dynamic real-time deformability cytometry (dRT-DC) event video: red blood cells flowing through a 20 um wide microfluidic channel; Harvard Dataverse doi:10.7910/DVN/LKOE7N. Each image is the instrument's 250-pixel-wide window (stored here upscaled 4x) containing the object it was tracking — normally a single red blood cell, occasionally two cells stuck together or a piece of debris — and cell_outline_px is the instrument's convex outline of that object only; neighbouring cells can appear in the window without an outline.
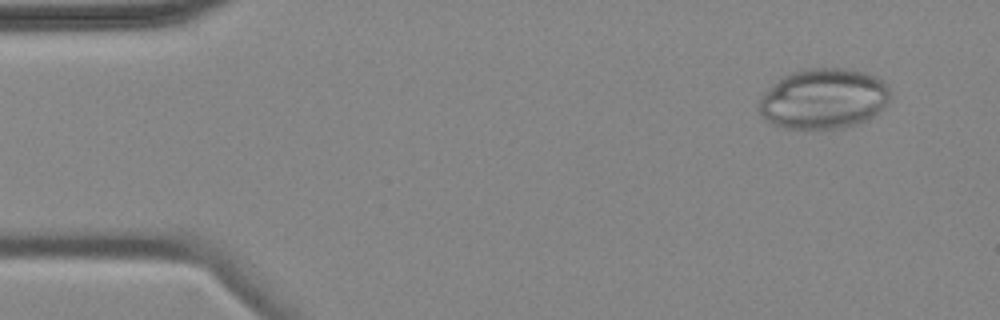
{"species": "common noctule bat (a hibernating species)", "species_latin": "Nyctalus noctula", "temperature_condition": "cold", "stored_images_in_passage": 4, "camera_frame_rate_fps": 3000, "um_per_image_px": 0.085, "animal": {"sex": "female", "body_mass_g": 18.4}, "frame": {"image": 1, "passage_image": 1, "time_ms": 0.0, "image_size_px": [1000, 320], "cell_outline_px": [[888, 104], [880, 112], [868, 120], [860, 124], [836, 128], [784, 128], [772, 124], [756, 108], [760, 96], [772, 84], [784, 76], [792, 72], [808, 68], [844, 68], [864, 72], [876, 76], [888, 88]], "centroid_in_image_um": [69.99, 8.39], "position_along_channel_um": 15.0, "area_um2": 46.24}}